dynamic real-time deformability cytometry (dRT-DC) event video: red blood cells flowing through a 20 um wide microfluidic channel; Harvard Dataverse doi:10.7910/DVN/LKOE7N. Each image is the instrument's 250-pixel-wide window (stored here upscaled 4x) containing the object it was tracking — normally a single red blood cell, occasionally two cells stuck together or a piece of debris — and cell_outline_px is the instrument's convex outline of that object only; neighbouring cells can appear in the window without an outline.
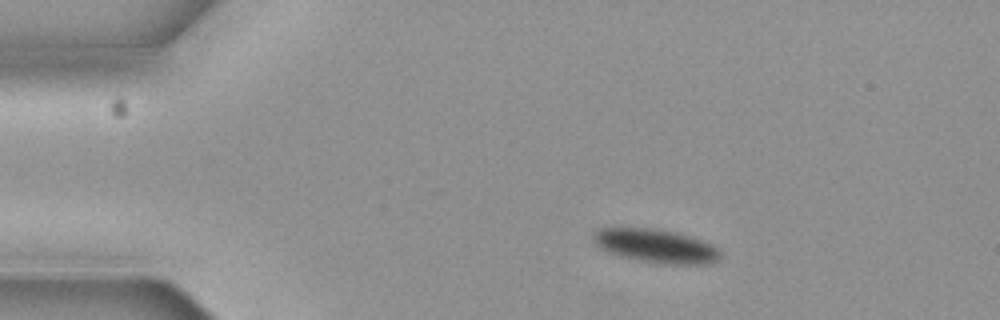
{"species": "common noctule bat (a hibernating species)", "species_latin": "Nyctalus noctula", "temperature_condition": "cold", "stored_images_in_passage": 5, "camera_frame_rate_fps": 3000, "um_per_image_px": 0.085, "animal": {"sex": "female", "body_mass_g": 19.3, "forearm_length_mm": 54.1}, "frame": {"image": 1, "passage_image": 3, "time_ms": 0.667, "image_size_px": [1000, 320], "cell_outline_px": [[720, 260], [712, 264], [660, 264], [636, 260], [620, 256], [608, 252], [600, 248], [596, 244], [592, 236], [600, 228], [648, 228], [672, 232], [688, 236], [712, 244], [720, 252]], "centroid_in_image_um": [55.76, 20.93], "position_along_channel_um": 29.2, "area_um2": 24.74}}